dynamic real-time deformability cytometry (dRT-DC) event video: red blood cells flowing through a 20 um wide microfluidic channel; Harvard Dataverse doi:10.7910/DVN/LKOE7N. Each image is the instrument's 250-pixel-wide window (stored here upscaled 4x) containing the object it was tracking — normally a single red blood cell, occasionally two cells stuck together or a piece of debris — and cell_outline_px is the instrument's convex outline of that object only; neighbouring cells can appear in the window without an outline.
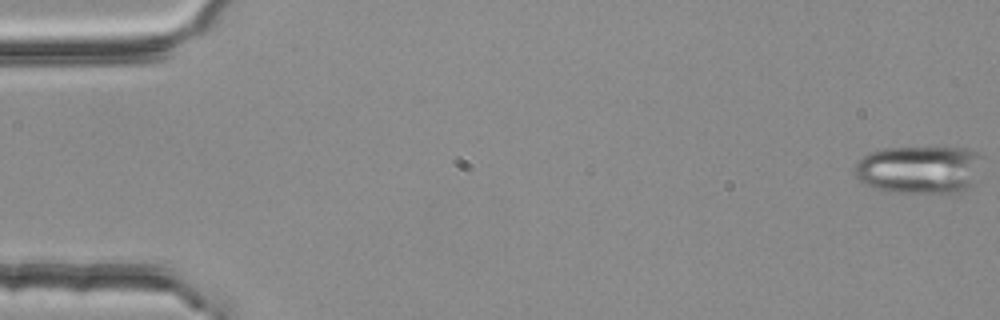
{"species": "common noctule bat (a hibernating species)", "species_latin": "Nyctalus noctula", "temperature_condition": "room temperature", "stored_images_in_passage": 55, "camera_frame_rate_fps": 3000, "um_per_image_px": 0.085, "animal": {"sex": "female", "body_mass_g": 25.1}, "frame": {"image": 1, "passage_image": 1, "time_ms": 0.0, "image_size_px": [1000, 320], "cell_outline_px": [[980, 156], [968, 184], [964, 192], [956, 196], [884, 192], [864, 184], [856, 176], [856, 164], [868, 152], [884, 148], [968, 148], [976, 152]], "centroid_in_image_um": [78.07, 14.47], "position_along_channel_um": 6.9, "area_um2": 35.89}}
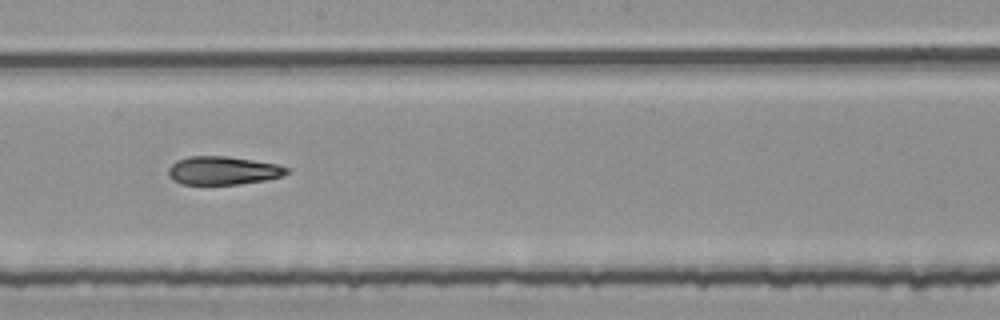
{"frame": {"image": 2, "passage_image": 31, "time_ms": 10.0, "image_size_px": [1000, 320], "cell_outline_px": [[292, 172], [284, 176], [268, 180], [240, 184], [180, 184], [172, 180], [168, 176], [168, 168], [176, 160], [188, 156], [224, 156], [252, 160], [276, 164], [292, 168]], "centroid_in_image_um": [18.99, 14.5], "position_along_channel_um": 229.2, "area_um2": 19.88}}
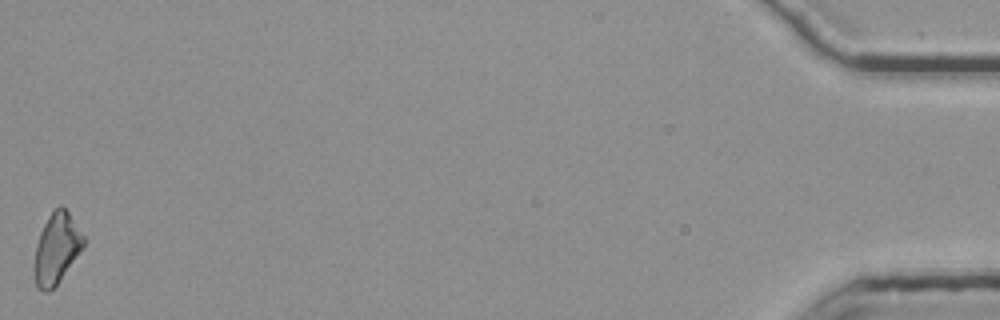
{"frame": {"image": 3, "passage_image": 55, "time_ms": 18.0, "image_size_px": [1000, 320], "cell_outline_px": [[84, 248], [56, 284], [48, 292], [44, 292], [36, 284], [36, 244], [40, 232], [48, 216], [60, 204], [68, 212], [84, 236]], "centroid_in_image_um": [4.84, 21.08], "position_along_channel_um": 430.4, "area_um2": 19.59}}